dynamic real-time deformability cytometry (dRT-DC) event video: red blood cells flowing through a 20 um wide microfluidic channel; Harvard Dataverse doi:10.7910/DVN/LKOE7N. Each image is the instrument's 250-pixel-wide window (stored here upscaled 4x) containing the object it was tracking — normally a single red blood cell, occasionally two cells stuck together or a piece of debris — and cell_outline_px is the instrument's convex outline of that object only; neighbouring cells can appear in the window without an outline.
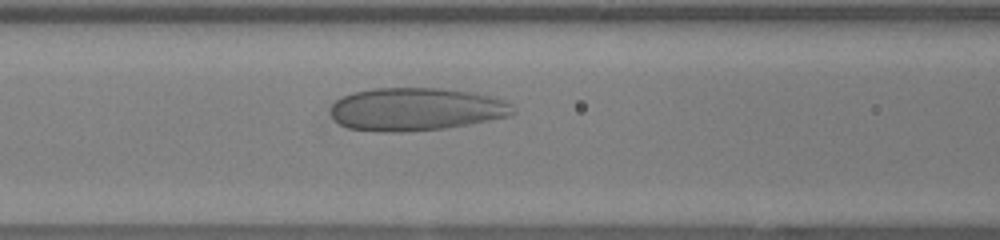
{"species": "human", "species_latin": "Homo sapiens", "temperature_condition": "warm", "stored_images_in_passage": 21, "camera_frame_rate_fps": 3000, "um_per_image_px": 0.085, "donor": {"sex": "female"}, "frame": {"image": 1, "passage_image": 6, "time_ms": 1.667, "image_size_px": [1000, 240], "cell_outline_px": [[516, 112], [508, 116], [468, 124], [444, 128], [400, 132], [388, 132], [348, 128], [340, 124], [332, 116], [332, 104], [336, 100], [352, 92], [372, 88], [440, 88], [472, 92], [492, 96], [504, 100], [512, 104], [516, 108]], "centroid_in_image_um": [35.38, 9.27], "position_along_channel_um": 131.2, "area_um2": 45.55}}
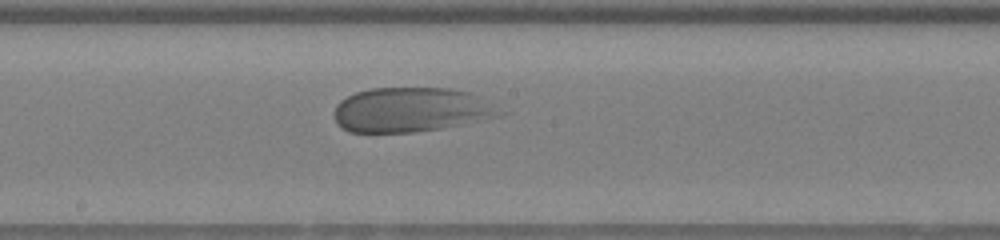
{"frame": {"image": 2, "passage_image": 11, "time_ms": 3.333, "image_size_px": [1000, 240], "cell_outline_px": [[512, 112], [500, 116], [440, 128], [416, 132], [348, 132], [336, 124], [336, 104], [340, 100], [356, 92], [372, 88], [452, 88], [472, 92]], "centroid_in_image_um": [35.04, 9.32], "position_along_channel_um": 213.2, "area_um2": 43.47}}
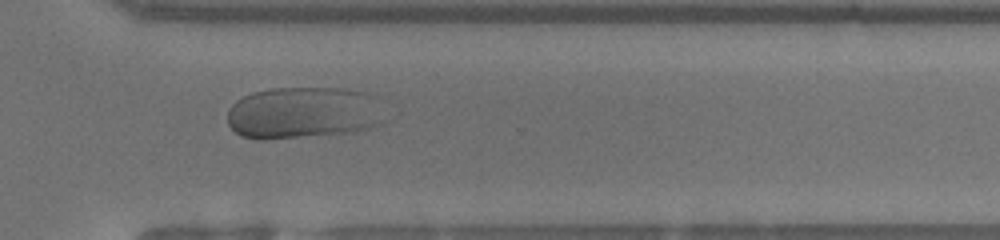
{"frame": {"image": 3, "passage_image": 19, "time_ms": 6.0, "image_size_px": [1000, 240], "cell_outline_px": [[392, 120], [376, 128], [356, 132], [268, 140], [256, 140], [240, 136], [228, 124], [228, 108], [236, 100], [252, 92], [272, 88], [340, 88], [364, 92]], "centroid_in_image_um": [25.81, 9.62], "position_along_channel_um": 344.8, "area_um2": 48.55}}